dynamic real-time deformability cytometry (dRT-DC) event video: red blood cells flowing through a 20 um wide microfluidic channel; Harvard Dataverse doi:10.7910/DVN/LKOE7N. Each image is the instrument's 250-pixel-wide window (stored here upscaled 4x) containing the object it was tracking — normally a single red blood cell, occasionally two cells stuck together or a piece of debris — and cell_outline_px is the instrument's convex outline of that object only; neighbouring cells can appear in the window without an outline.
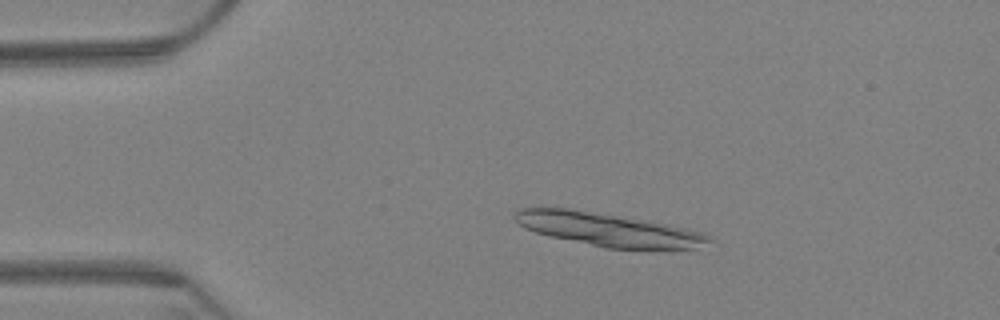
{"species": "Egyptian fruit bat (a non-hibernating species)", "species_latin": "Rousettus aegyptiacus", "temperature_condition": "warm", "stored_images_in_passage": 11, "camera_frame_rate_fps": 3000, "um_per_image_px": 0.085, "animal": {"sex": "female"}, "frame": {"image": 1, "passage_image": 4, "time_ms": 1.0, "image_size_px": [1000, 320], "cell_outline_px": [[716, 240], [696, 248], [608, 248], [548, 236], [524, 228], [516, 224], [512, 216], [520, 208], [564, 208], [668, 224], [700, 232]], "centroid_in_image_um": [51.63, 19.51], "position_along_channel_um": 33.4, "area_um2": 36.82}}